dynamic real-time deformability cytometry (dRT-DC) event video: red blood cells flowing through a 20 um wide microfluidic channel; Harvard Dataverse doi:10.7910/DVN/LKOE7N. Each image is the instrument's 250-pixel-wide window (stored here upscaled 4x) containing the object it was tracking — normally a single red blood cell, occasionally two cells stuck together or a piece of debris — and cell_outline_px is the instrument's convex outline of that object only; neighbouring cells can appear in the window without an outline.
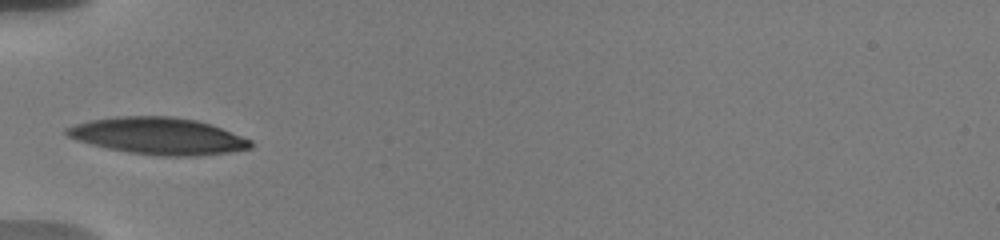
{"species": "human", "species_latin": "Homo sapiens", "temperature_condition": "warm", "stored_images_in_passage": 36, "camera_frame_rate_fps": 3000, "um_per_image_px": 0.085, "donor": {"sex": "male"}, "frame": {"image": 1, "passage_image": 1, "time_ms": 0.0, "image_size_px": [1000, 240], "cell_outline_px": [[252, 148], [228, 152], [196, 156], [160, 156], [128, 152], [108, 148], [76, 140], [68, 136], [64, 132], [64, 128], [76, 124], [92, 120], [116, 116], [172, 116], [196, 120], [220, 128], [252, 140]], "centroid_in_image_um": [13.43, 11.56], "position_along_channel_um": 71.6, "area_um2": 39.25}}
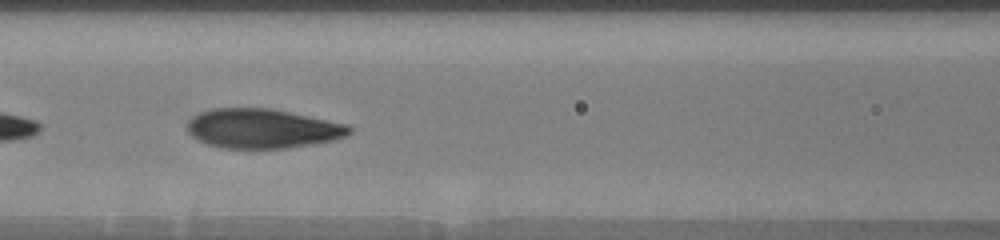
{"frame": {"image": 2, "passage_image": 7, "time_ms": 2.0, "image_size_px": [1000, 240], "cell_outline_px": [[352, 132], [344, 136], [332, 140], [312, 144], [288, 148], [216, 148], [192, 136], [188, 132], [188, 120], [192, 116], [200, 112], [212, 108], [268, 108], [348, 124], [352, 128]], "centroid_in_image_um": [22.28, 10.93], "position_along_channel_um": 144.3, "area_um2": 37.11}}
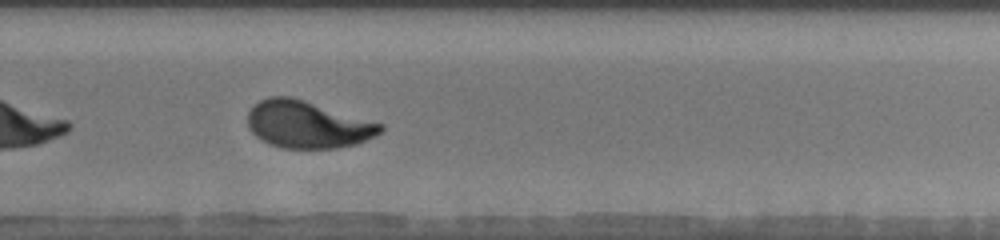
{"frame": {"image": 3, "passage_image": 20, "time_ms": 6.333, "image_size_px": [1000, 240], "cell_outline_px": [[384, 128], [376, 136], [356, 144], [336, 148], [280, 148], [268, 144], [260, 140], [248, 128], [248, 112], [260, 100], [268, 96], [292, 96], [384, 124]], "centroid_in_image_um": [26.13, 10.58], "position_along_channel_um": 303.7, "area_um2": 36.7}, "authors_computed_cell_mechanics": {"area_um2": 37.1943, "velocity_mm_per_s": 3.6913, "shape_relaxation_time_tau1_ms": 3.8001, "shape_relaxation_time_tau2_ms": 0.7763, "deformation_change_tau1": 0.1991, "deformation_change_tau2": 0.0617}}